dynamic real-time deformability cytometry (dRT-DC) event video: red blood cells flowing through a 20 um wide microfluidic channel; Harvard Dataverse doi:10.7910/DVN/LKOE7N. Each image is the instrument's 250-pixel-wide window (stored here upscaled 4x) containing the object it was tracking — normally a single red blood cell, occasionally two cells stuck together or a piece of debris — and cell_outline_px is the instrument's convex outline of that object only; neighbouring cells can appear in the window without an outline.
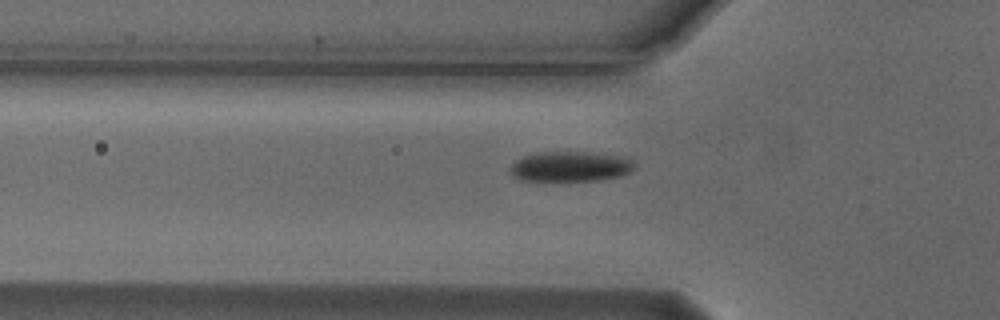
{"species": "Egyptian fruit bat (a non-hibernating species)", "species_latin": "Rousettus aegyptiacus", "temperature_condition": "cold", "stored_images_in_passage": 32, "camera_frame_rate_fps": 3000, "um_per_image_px": 0.085, "animal": {"sex": "male"}, "frame": {"image": 1, "passage_image": 2, "time_ms": 0.333, "image_size_px": [1000, 320], "cell_outline_px": [[636, 164], [628, 172], [620, 176], [600, 180], [520, 180], [512, 176], [512, 164], [516, 160], [524, 156], [536, 152], [584, 152], [624, 156], [632, 160]], "centroid_in_image_um": [48.49, 14.14], "position_along_channel_um": 77.3, "area_um2": 21.62}}
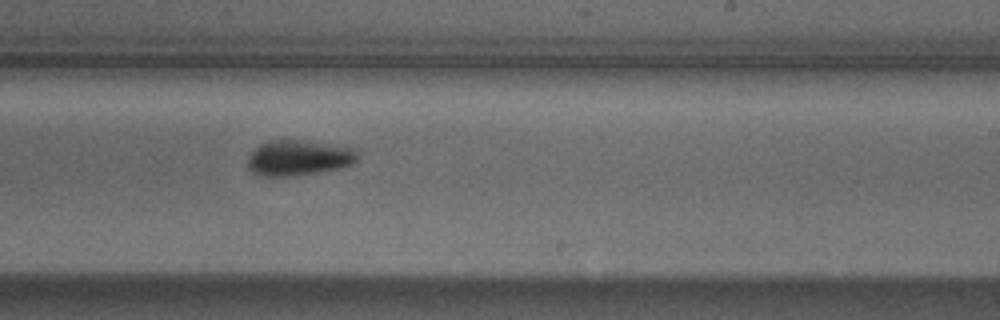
{"frame": {"image": 2, "passage_image": 17, "time_ms": 5.333, "image_size_px": [1000, 320], "cell_outline_px": [[356, 160], [352, 164], [344, 168], [296, 176], [256, 176], [248, 168], [248, 156], [260, 144], [268, 140], [300, 140], [356, 148]], "centroid_in_image_um": [25.37, 13.43], "position_along_channel_um": 263.6, "area_um2": 22.89}}
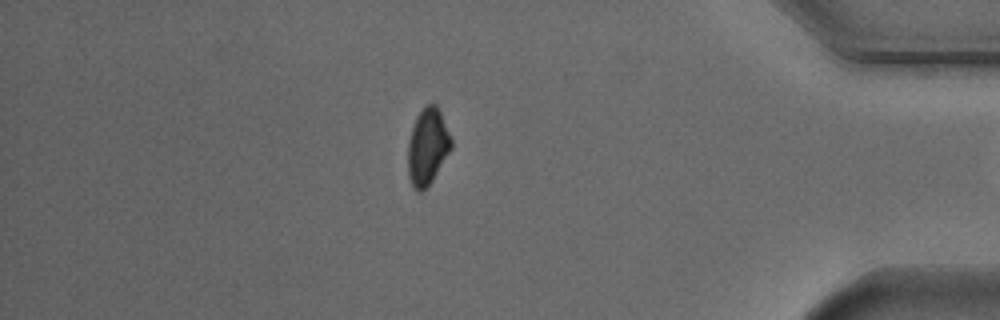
{"frame": {"image": 3, "passage_image": 31, "time_ms": 10.0, "image_size_px": [1000, 320], "cell_outline_px": [[452, 148], [432, 180], [420, 192], [412, 184], [408, 176], [408, 144], [412, 128], [416, 116], [428, 104], [436, 104], [440, 112], [452, 140]], "centroid_in_image_um": [36.34, 12.45], "position_along_channel_um": 398.9, "area_um2": 18.84}}